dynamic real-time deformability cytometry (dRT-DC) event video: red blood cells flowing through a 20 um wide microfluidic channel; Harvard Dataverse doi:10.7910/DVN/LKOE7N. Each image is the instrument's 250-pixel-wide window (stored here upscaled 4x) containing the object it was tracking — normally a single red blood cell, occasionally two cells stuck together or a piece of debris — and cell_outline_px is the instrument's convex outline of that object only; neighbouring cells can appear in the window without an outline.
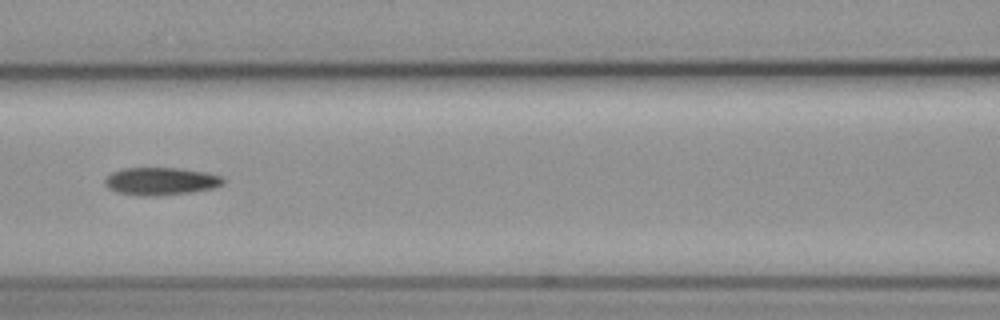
{"species": "common noctule bat (a hibernating species)", "species_latin": "Nyctalus noctula", "temperature_condition": "cold", "stored_images_in_passage": 43, "camera_frame_rate_fps": 3000, "um_per_image_px": 0.085, "animal": {"sex": "female", "body_mass_g": 19.3, "forearm_length_mm": 54.1}, "frame": {"image": 1, "passage_image": 19, "time_ms": 6.0, "image_size_px": [1000, 320], "cell_outline_px": [[224, 184], [212, 188], [192, 192], [156, 196], [140, 196], [116, 192], [108, 188], [104, 184], [104, 180], [112, 172], [124, 168], [184, 168], [208, 172], [220, 176], [224, 180]], "centroid_in_image_um": [13.67, 15.4], "position_along_channel_um": 152.9, "area_um2": 19.25}}
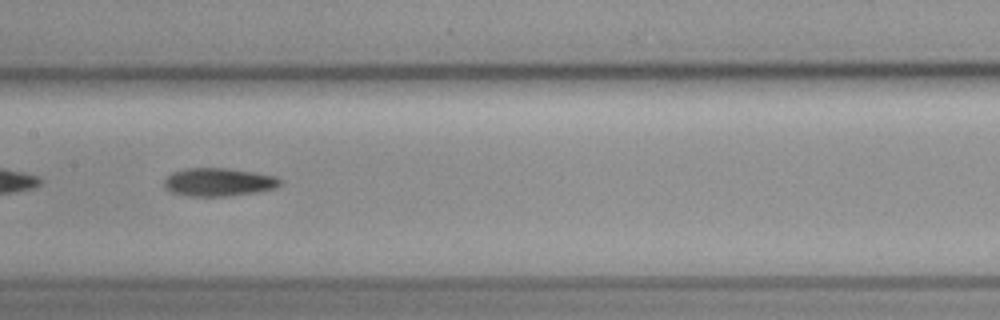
{"frame": {"image": 2, "passage_image": 22, "time_ms": 7.0, "image_size_px": [1000, 320], "cell_outline_px": [[280, 184], [276, 188], [256, 192], [228, 196], [188, 196], [172, 192], [164, 188], [164, 180], [172, 172], [184, 168], [228, 168], [276, 176], [280, 180]], "centroid_in_image_um": [18.55, 15.47], "position_along_channel_um": 188.9, "area_um2": 19.02}}
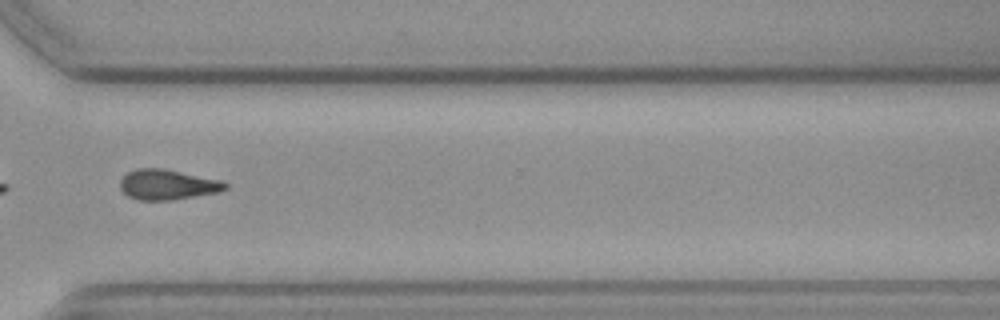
{"frame": {"image": 3, "passage_image": 36, "time_ms": 11.667, "image_size_px": [1000, 320], "cell_outline_px": [[228, 188], [220, 192], [172, 200], [136, 200], [128, 196], [120, 188], [120, 180], [128, 172], [136, 168], [164, 168], [220, 180], [228, 184]], "centroid_in_image_um": [14.24, 15.69], "position_along_channel_um": 356.4, "area_um2": 18.61}, "authors_computed_cell_mechanics": {"area_um2": 18.9006, "velocity_mm_per_s": 3.6005, "shape_relaxation_time_tau1_ms": 9.4981, "shape_relaxation_time_tau2_ms": 4.9894, "deformation_change_tau1": 0.1949, "deformation_change_tau2": 0.1216}}